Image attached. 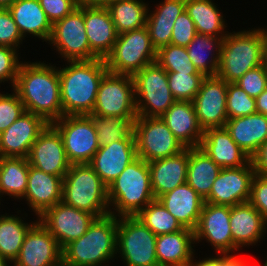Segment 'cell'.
<instances>
[{
  "mask_svg": "<svg viewBox=\"0 0 267 266\" xmlns=\"http://www.w3.org/2000/svg\"><path fill=\"white\" fill-rule=\"evenodd\" d=\"M26 112L52 124L63 117L59 70L43 63H21L13 86Z\"/></svg>",
  "mask_w": 267,
  "mask_h": 266,
  "instance_id": "1",
  "label": "cell"
},
{
  "mask_svg": "<svg viewBox=\"0 0 267 266\" xmlns=\"http://www.w3.org/2000/svg\"><path fill=\"white\" fill-rule=\"evenodd\" d=\"M59 69L63 116L92 113L99 84L108 72L105 59L69 61Z\"/></svg>",
  "mask_w": 267,
  "mask_h": 266,
  "instance_id": "2",
  "label": "cell"
},
{
  "mask_svg": "<svg viewBox=\"0 0 267 266\" xmlns=\"http://www.w3.org/2000/svg\"><path fill=\"white\" fill-rule=\"evenodd\" d=\"M114 212L96 218L85 234L62 249V261L70 266H98L117 254L118 219Z\"/></svg>",
  "mask_w": 267,
  "mask_h": 266,
  "instance_id": "3",
  "label": "cell"
},
{
  "mask_svg": "<svg viewBox=\"0 0 267 266\" xmlns=\"http://www.w3.org/2000/svg\"><path fill=\"white\" fill-rule=\"evenodd\" d=\"M110 205L115 206L119 218L136 216L150 202L155 200L151 189L148 162L137 157L107 187ZM112 203V204H111Z\"/></svg>",
  "mask_w": 267,
  "mask_h": 266,
  "instance_id": "4",
  "label": "cell"
},
{
  "mask_svg": "<svg viewBox=\"0 0 267 266\" xmlns=\"http://www.w3.org/2000/svg\"><path fill=\"white\" fill-rule=\"evenodd\" d=\"M62 202L97 218L110 214L107 186L89 164H72L62 184Z\"/></svg>",
  "mask_w": 267,
  "mask_h": 266,
  "instance_id": "5",
  "label": "cell"
},
{
  "mask_svg": "<svg viewBox=\"0 0 267 266\" xmlns=\"http://www.w3.org/2000/svg\"><path fill=\"white\" fill-rule=\"evenodd\" d=\"M263 29L227 34L223 39L216 76L234 83L247 71L262 65Z\"/></svg>",
  "mask_w": 267,
  "mask_h": 266,
  "instance_id": "6",
  "label": "cell"
},
{
  "mask_svg": "<svg viewBox=\"0 0 267 266\" xmlns=\"http://www.w3.org/2000/svg\"><path fill=\"white\" fill-rule=\"evenodd\" d=\"M156 52L146 26L127 31L118 35L112 51L105 58L106 67L111 73L133 76L156 62Z\"/></svg>",
  "mask_w": 267,
  "mask_h": 266,
  "instance_id": "7",
  "label": "cell"
},
{
  "mask_svg": "<svg viewBox=\"0 0 267 266\" xmlns=\"http://www.w3.org/2000/svg\"><path fill=\"white\" fill-rule=\"evenodd\" d=\"M132 78L137 116L161 117L176 101L168 86L167 71L157 62L143 67Z\"/></svg>",
  "mask_w": 267,
  "mask_h": 266,
  "instance_id": "8",
  "label": "cell"
},
{
  "mask_svg": "<svg viewBox=\"0 0 267 266\" xmlns=\"http://www.w3.org/2000/svg\"><path fill=\"white\" fill-rule=\"evenodd\" d=\"M120 219L118 218L116 252H120L126 266H158L157 236L136 216H122Z\"/></svg>",
  "mask_w": 267,
  "mask_h": 266,
  "instance_id": "9",
  "label": "cell"
},
{
  "mask_svg": "<svg viewBox=\"0 0 267 266\" xmlns=\"http://www.w3.org/2000/svg\"><path fill=\"white\" fill-rule=\"evenodd\" d=\"M134 134L137 156L146 162L167 158L185 149L161 117L137 116Z\"/></svg>",
  "mask_w": 267,
  "mask_h": 266,
  "instance_id": "10",
  "label": "cell"
},
{
  "mask_svg": "<svg viewBox=\"0 0 267 266\" xmlns=\"http://www.w3.org/2000/svg\"><path fill=\"white\" fill-rule=\"evenodd\" d=\"M61 135L70 164H89L99 142L89 115L63 116L51 124Z\"/></svg>",
  "mask_w": 267,
  "mask_h": 266,
  "instance_id": "11",
  "label": "cell"
},
{
  "mask_svg": "<svg viewBox=\"0 0 267 266\" xmlns=\"http://www.w3.org/2000/svg\"><path fill=\"white\" fill-rule=\"evenodd\" d=\"M92 115L137 117L132 76L107 72L98 88Z\"/></svg>",
  "mask_w": 267,
  "mask_h": 266,
  "instance_id": "12",
  "label": "cell"
},
{
  "mask_svg": "<svg viewBox=\"0 0 267 266\" xmlns=\"http://www.w3.org/2000/svg\"><path fill=\"white\" fill-rule=\"evenodd\" d=\"M59 53L69 61H89L96 57L90 51L84 21V6L52 25L49 39Z\"/></svg>",
  "mask_w": 267,
  "mask_h": 266,
  "instance_id": "13",
  "label": "cell"
},
{
  "mask_svg": "<svg viewBox=\"0 0 267 266\" xmlns=\"http://www.w3.org/2000/svg\"><path fill=\"white\" fill-rule=\"evenodd\" d=\"M39 217V222L56 239L61 249L85 234L97 218L89 212L66 205L62 201L47 209Z\"/></svg>",
  "mask_w": 267,
  "mask_h": 266,
  "instance_id": "14",
  "label": "cell"
},
{
  "mask_svg": "<svg viewBox=\"0 0 267 266\" xmlns=\"http://www.w3.org/2000/svg\"><path fill=\"white\" fill-rule=\"evenodd\" d=\"M227 82L218 76H206L193 99L195 113L203 130L225 127Z\"/></svg>",
  "mask_w": 267,
  "mask_h": 266,
  "instance_id": "15",
  "label": "cell"
},
{
  "mask_svg": "<svg viewBox=\"0 0 267 266\" xmlns=\"http://www.w3.org/2000/svg\"><path fill=\"white\" fill-rule=\"evenodd\" d=\"M254 174L251 161L238 168H221L205 202L230 207L248 202Z\"/></svg>",
  "mask_w": 267,
  "mask_h": 266,
  "instance_id": "16",
  "label": "cell"
},
{
  "mask_svg": "<svg viewBox=\"0 0 267 266\" xmlns=\"http://www.w3.org/2000/svg\"><path fill=\"white\" fill-rule=\"evenodd\" d=\"M27 159L29 165L47 174L63 178L71 165L66 156L62 137L51 124L32 144Z\"/></svg>",
  "mask_w": 267,
  "mask_h": 266,
  "instance_id": "17",
  "label": "cell"
},
{
  "mask_svg": "<svg viewBox=\"0 0 267 266\" xmlns=\"http://www.w3.org/2000/svg\"><path fill=\"white\" fill-rule=\"evenodd\" d=\"M62 249L51 233L37 221L27 232L13 266H57Z\"/></svg>",
  "mask_w": 267,
  "mask_h": 266,
  "instance_id": "18",
  "label": "cell"
},
{
  "mask_svg": "<svg viewBox=\"0 0 267 266\" xmlns=\"http://www.w3.org/2000/svg\"><path fill=\"white\" fill-rule=\"evenodd\" d=\"M195 241L207 239L221 254L234 251L230 225V206L214 205L205 202L194 230ZM201 239V240H200Z\"/></svg>",
  "mask_w": 267,
  "mask_h": 266,
  "instance_id": "19",
  "label": "cell"
},
{
  "mask_svg": "<svg viewBox=\"0 0 267 266\" xmlns=\"http://www.w3.org/2000/svg\"><path fill=\"white\" fill-rule=\"evenodd\" d=\"M48 125L42 117L25 111L0 133V157L27 158L32 144Z\"/></svg>",
  "mask_w": 267,
  "mask_h": 266,
  "instance_id": "20",
  "label": "cell"
},
{
  "mask_svg": "<svg viewBox=\"0 0 267 266\" xmlns=\"http://www.w3.org/2000/svg\"><path fill=\"white\" fill-rule=\"evenodd\" d=\"M134 132L124 140L99 147L89 165L108 187L137 158Z\"/></svg>",
  "mask_w": 267,
  "mask_h": 266,
  "instance_id": "21",
  "label": "cell"
},
{
  "mask_svg": "<svg viewBox=\"0 0 267 266\" xmlns=\"http://www.w3.org/2000/svg\"><path fill=\"white\" fill-rule=\"evenodd\" d=\"M84 21L91 53L105 59L119 35L110 12L105 5L84 6Z\"/></svg>",
  "mask_w": 267,
  "mask_h": 266,
  "instance_id": "22",
  "label": "cell"
},
{
  "mask_svg": "<svg viewBox=\"0 0 267 266\" xmlns=\"http://www.w3.org/2000/svg\"><path fill=\"white\" fill-rule=\"evenodd\" d=\"M199 148L221 168H238L250 162V157L235 143L226 127L204 130Z\"/></svg>",
  "mask_w": 267,
  "mask_h": 266,
  "instance_id": "23",
  "label": "cell"
},
{
  "mask_svg": "<svg viewBox=\"0 0 267 266\" xmlns=\"http://www.w3.org/2000/svg\"><path fill=\"white\" fill-rule=\"evenodd\" d=\"M188 163L189 148L176 155L148 162L155 199L186 183Z\"/></svg>",
  "mask_w": 267,
  "mask_h": 266,
  "instance_id": "24",
  "label": "cell"
},
{
  "mask_svg": "<svg viewBox=\"0 0 267 266\" xmlns=\"http://www.w3.org/2000/svg\"><path fill=\"white\" fill-rule=\"evenodd\" d=\"M63 177L47 174L29 166L27 189L23 198L32 210L41 216L47 209L62 200Z\"/></svg>",
  "mask_w": 267,
  "mask_h": 266,
  "instance_id": "25",
  "label": "cell"
},
{
  "mask_svg": "<svg viewBox=\"0 0 267 266\" xmlns=\"http://www.w3.org/2000/svg\"><path fill=\"white\" fill-rule=\"evenodd\" d=\"M161 118L185 148L199 147L204 130L199 124L193 102L175 101Z\"/></svg>",
  "mask_w": 267,
  "mask_h": 266,
  "instance_id": "26",
  "label": "cell"
},
{
  "mask_svg": "<svg viewBox=\"0 0 267 266\" xmlns=\"http://www.w3.org/2000/svg\"><path fill=\"white\" fill-rule=\"evenodd\" d=\"M230 225L235 251L255 244L267 228V222L249 201L230 207Z\"/></svg>",
  "mask_w": 267,
  "mask_h": 266,
  "instance_id": "27",
  "label": "cell"
},
{
  "mask_svg": "<svg viewBox=\"0 0 267 266\" xmlns=\"http://www.w3.org/2000/svg\"><path fill=\"white\" fill-rule=\"evenodd\" d=\"M184 228L195 230L205 200L187 183L158 198Z\"/></svg>",
  "mask_w": 267,
  "mask_h": 266,
  "instance_id": "28",
  "label": "cell"
},
{
  "mask_svg": "<svg viewBox=\"0 0 267 266\" xmlns=\"http://www.w3.org/2000/svg\"><path fill=\"white\" fill-rule=\"evenodd\" d=\"M225 127L235 143L250 158L267 140V116L261 113L228 119Z\"/></svg>",
  "mask_w": 267,
  "mask_h": 266,
  "instance_id": "29",
  "label": "cell"
},
{
  "mask_svg": "<svg viewBox=\"0 0 267 266\" xmlns=\"http://www.w3.org/2000/svg\"><path fill=\"white\" fill-rule=\"evenodd\" d=\"M193 242L195 243L194 231L189 228L158 235L156 239L158 266H188L194 258Z\"/></svg>",
  "mask_w": 267,
  "mask_h": 266,
  "instance_id": "30",
  "label": "cell"
},
{
  "mask_svg": "<svg viewBox=\"0 0 267 266\" xmlns=\"http://www.w3.org/2000/svg\"><path fill=\"white\" fill-rule=\"evenodd\" d=\"M8 9L23 38L29 33L49 41L52 24L40 6L39 0H17Z\"/></svg>",
  "mask_w": 267,
  "mask_h": 266,
  "instance_id": "31",
  "label": "cell"
},
{
  "mask_svg": "<svg viewBox=\"0 0 267 266\" xmlns=\"http://www.w3.org/2000/svg\"><path fill=\"white\" fill-rule=\"evenodd\" d=\"M185 3L186 0H164L153 13L148 14L146 27L156 50L170 44L175 20L185 10Z\"/></svg>",
  "mask_w": 267,
  "mask_h": 266,
  "instance_id": "32",
  "label": "cell"
},
{
  "mask_svg": "<svg viewBox=\"0 0 267 266\" xmlns=\"http://www.w3.org/2000/svg\"><path fill=\"white\" fill-rule=\"evenodd\" d=\"M220 170L221 167L199 147L189 148L186 183L203 199L209 195L213 182Z\"/></svg>",
  "mask_w": 267,
  "mask_h": 266,
  "instance_id": "33",
  "label": "cell"
},
{
  "mask_svg": "<svg viewBox=\"0 0 267 266\" xmlns=\"http://www.w3.org/2000/svg\"><path fill=\"white\" fill-rule=\"evenodd\" d=\"M223 39L224 37H219V35L218 37H215L197 33L194 39L186 47L193 65L205 76H215L217 73ZM215 50L216 54H214ZM212 52L214 55L213 58ZM208 55H211V58H209Z\"/></svg>",
  "mask_w": 267,
  "mask_h": 266,
  "instance_id": "34",
  "label": "cell"
},
{
  "mask_svg": "<svg viewBox=\"0 0 267 266\" xmlns=\"http://www.w3.org/2000/svg\"><path fill=\"white\" fill-rule=\"evenodd\" d=\"M105 6L118 34L146 26L148 7L142 0H113Z\"/></svg>",
  "mask_w": 267,
  "mask_h": 266,
  "instance_id": "35",
  "label": "cell"
},
{
  "mask_svg": "<svg viewBox=\"0 0 267 266\" xmlns=\"http://www.w3.org/2000/svg\"><path fill=\"white\" fill-rule=\"evenodd\" d=\"M29 162L23 157H1L0 195L23 198L27 189Z\"/></svg>",
  "mask_w": 267,
  "mask_h": 266,
  "instance_id": "36",
  "label": "cell"
},
{
  "mask_svg": "<svg viewBox=\"0 0 267 266\" xmlns=\"http://www.w3.org/2000/svg\"><path fill=\"white\" fill-rule=\"evenodd\" d=\"M185 11L193 20L197 33L215 37L218 33L221 37L227 35L223 31L225 21L211 0H186Z\"/></svg>",
  "mask_w": 267,
  "mask_h": 266,
  "instance_id": "37",
  "label": "cell"
},
{
  "mask_svg": "<svg viewBox=\"0 0 267 266\" xmlns=\"http://www.w3.org/2000/svg\"><path fill=\"white\" fill-rule=\"evenodd\" d=\"M35 223L27 224L17 216L2 215L0 217V255L11 263L14 262L27 232Z\"/></svg>",
  "mask_w": 267,
  "mask_h": 266,
  "instance_id": "38",
  "label": "cell"
},
{
  "mask_svg": "<svg viewBox=\"0 0 267 266\" xmlns=\"http://www.w3.org/2000/svg\"><path fill=\"white\" fill-rule=\"evenodd\" d=\"M97 132L99 147L124 140L134 132L137 117H111L89 114Z\"/></svg>",
  "mask_w": 267,
  "mask_h": 266,
  "instance_id": "39",
  "label": "cell"
},
{
  "mask_svg": "<svg viewBox=\"0 0 267 266\" xmlns=\"http://www.w3.org/2000/svg\"><path fill=\"white\" fill-rule=\"evenodd\" d=\"M136 218L147 226L156 236L183 230L181 223L155 199L143 208Z\"/></svg>",
  "mask_w": 267,
  "mask_h": 266,
  "instance_id": "40",
  "label": "cell"
},
{
  "mask_svg": "<svg viewBox=\"0 0 267 266\" xmlns=\"http://www.w3.org/2000/svg\"><path fill=\"white\" fill-rule=\"evenodd\" d=\"M156 62L167 72L203 74L193 65L186 47L172 44L163 46L156 52Z\"/></svg>",
  "mask_w": 267,
  "mask_h": 266,
  "instance_id": "41",
  "label": "cell"
},
{
  "mask_svg": "<svg viewBox=\"0 0 267 266\" xmlns=\"http://www.w3.org/2000/svg\"><path fill=\"white\" fill-rule=\"evenodd\" d=\"M204 74L167 72L168 86L176 101H193L198 93Z\"/></svg>",
  "mask_w": 267,
  "mask_h": 266,
  "instance_id": "42",
  "label": "cell"
},
{
  "mask_svg": "<svg viewBox=\"0 0 267 266\" xmlns=\"http://www.w3.org/2000/svg\"><path fill=\"white\" fill-rule=\"evenodd\" d=\"M226 111L228 119L254 114L256 100L235 83H227Z\"/></svg>",
  "mask_w": 267,
  "mask_h": 266,
  "instance_id": "43",
  "label": "cell"
},
{
  "mask_svg": "<svg viewBox=\"0 0 267 266\" xmlns=\"http://www.w3.org/2000/svg\"><path fill=\"white\" fill-rule=\"evenodd\" d=\"M25 112L24 104L18 94L0 93V133L4 132Z\"/></svg>",
  "mask_w": 267,
  "mask_h": 266,
  "instance_id": "44",
  "label": "cell"
},
{
  "mask_svg": "<svg viewBox=\"0 0 267 266\" xmlns=\"http://www.w3.org/2000/svg\"><path fill=\"white\" fill-rule=\"evenodd\" d=\"M250 97L257 98L267 88V75L263 65L247 71L234 82Z\"/></svg>",
  "mask_w": 267,
  "mask_h": 266,
  "instance_id": "45",
  "label": "cell"
},
{
  "mask_svg": "<svg viewBox=\"0 0 267 266\" xmlns=\"http://www.w3.org/2000/svg\"><path fill=\"white\" fill-rule=\"evenodd\" d=\"M196 34L194 22L184 10L175 20L170 44L187 47Z\"/></svg>",
  "mask_w": 267,
  "mask_h": 266,
  "instance_id": "46",
  "label": "cell"
},
{
  "mask_svg": "<svg viewBox=\"0 0 267 266\" xmlns=\"http://www.w3.org/2000/svg\"><path fill=\"white\" fill-rule=\"evenodd\" d=\"M22 39L10 10L8 8L0 9V46L16 49Z\"/></svg>",
  "mask_w": 267,
  "mask_h": 266,
  "instance_id": "47",
  "label": "cell"
},
{
  "mask_svg": "<svg viewBox=\"0 0 267 266\" xmlns=\"http://www.w3.org/2000/svg\"><path fill=\"white\" fill-rule=\"evenodd\" d=\"M16 49L8 46H0V83L10 80L14 86L20 62Z\"/></svg>",
  "mask_w": 267,
  "mask_h": 266,
  "instance_id": "48",
  "label": "cell"
},
{
  "mask_svg": "<svg viewBox=\"0 0 267 266\" xmlns=\"http://www.w3.org/2000/svg\"><path fill=\"white\" fill-rule=\"evenodd\" d=\"M39 3L52 25L78 8L76 0H39Z\"/></svg>",
  "mask_w": 267,
  "mask_h": 266,
  "instance_id": "49",
  "label": "cell"
},
{
  "mask_svg": "<svg viewBox=\"0 0 267 266\" xmlns=\"http://www.w3.org/2000/svg\"><path fill=\"white\" fill-rule=\"evenodd\" d=\"M249 202L267 222V177L254 174L251 182Z\"/></svg>",
  "mask_w": 267,
  "mask_h": 266,
  "instance_id": "50",
  "label": "cell"
},
{
  "mask_svg": "<svg viewBox=\"0 0 267 266\" xmlns=\"http://www.w3.org/2000/svg\"><path fill=\"white\" fill-rule=\"evenodd\" d=\"M250 161L257 175L267 177V140L259 146Z\"/></svg>",
  "mask_w": 267,
  "mask_h": 266,
  "instance_id": "51",
  "label": "cell"
},
{
  "mask_svg": "<svg viewBox=\"0 0 267 266\" xmlns=\"http://www.w3.org/2000/svg\"><path fill=\"white\" fill-rule=\"evenodd\" d=\"M246 262L233 255L224 254L221 257V266H248Z\"/></svg>",
  "mask_w": 267,
  "mask_h": 266,
  "instance_id": "52",
  "label": "cell"
},
{
  "mask_svg": "<svg viewBox=\"0 0 267 266\" xmlns=\"http://www.w3.org/2000/svg\"><path fill=\"white\" fill-rule=\"evenodd\" d=\"M255 100L257 113L267 116V88Z\"/></svg>",
  "mask_w": 267,
  "mask_h": 266,
  "instance_id": "53",
  "label": "cell"
},
{
  "mask_svg": "<svg viewBox=\"0 0 267 266\" xmlns=\"http://www.w3.org/2000/svg\"><path fill=\"white\" fill-rule=\"evenodd\" d=\"M193 260L188 264V266H221V255L220 257L207 258L199 261L198 263H192Z\"/></svg>",
  "mask_w": 267,
  "mask_h": 266,
  "instance_id": "54",
  "label": "cell"
},
{
  "mask_svg": "<svg viewBox=\"0 0 267 266\" xmlns=\"http://www.w3.org/2000/svg\"><path fill=\"white\" fill-rule=\"evenodd\" d=\"M266 30V31H265ZM263 29V52H262V65L267 75V29Z\"/></svg>",
  "mask_w": 267,
  "mask_h": 266,
  "instance_id": "55",
  "label": "cell"
},
{
  "mask_svg": "<svg viewBox=\"0 0 267 266\" xmlns=\"http://www.w3.org/2000/svg\"><path fill=\"white\" fill-rule=\"evenodd\" d=\"M77 6H94L99 5V0H76Z\"/></svg>",
  "mask_w": 267,
  "mask_h": 266,
  "instance_id": "56",
  "label": "cell"
},
{
  "mask_svg": "<svg viewBox=\"0 0 267 266\" xmlns=\"http://www.w3.org/2000/svg\"><path fill=\"white\" fill-rule=\"evenodd\" d=\"M17 0H0V9L9 8Z\"/></svg>",
  "mask_w": 267,
  "mask_h": 266,
  "instance_id": "57",
  "label": "cell"
},
{
  "mask_svg": "<svg viewBox=\"0 0 267 266\" xmlns=\"http://www.w3.org/2000/svg\"><path fill=\"white\" fill-rule=\"evenodd\" d=\"M7 261H9L7 258L2 257V256L0 255V266H8V265H7Z\"/></svg>",
  "mask_w": 267,
  "mask_h": 266,
  "instance_id": "58",
  "label": "cell"
},
{
  "mask_svg": "<svg viewBox=\"0 0 267 266\" xmlns=\"http://www.w3.org/2000/svg\"><path fill=\"white\" fill-rule=\"evenodd\" d=\"M110 1H113V0H99V5H106Z\"/></svg>",
  "mask_w": 267,
  "mask_h": 266,
  "instance_id": "59",
  "label": "cell"
},
{
  "mask_svg": "<svg viewBox=\"0 0 267 266\" xmlns=\"http://www.w3.org/2000/svg\"><path fill=\"white\" fill-rule=\"evenodd\" d=\"M57 266H70V265H67L63 261H61Z\"/></svg>",
  "mask_w": 267,
  "mask_h": 266,
  "instance_id": "60",
  "label": "cell"
}]
</instances>
